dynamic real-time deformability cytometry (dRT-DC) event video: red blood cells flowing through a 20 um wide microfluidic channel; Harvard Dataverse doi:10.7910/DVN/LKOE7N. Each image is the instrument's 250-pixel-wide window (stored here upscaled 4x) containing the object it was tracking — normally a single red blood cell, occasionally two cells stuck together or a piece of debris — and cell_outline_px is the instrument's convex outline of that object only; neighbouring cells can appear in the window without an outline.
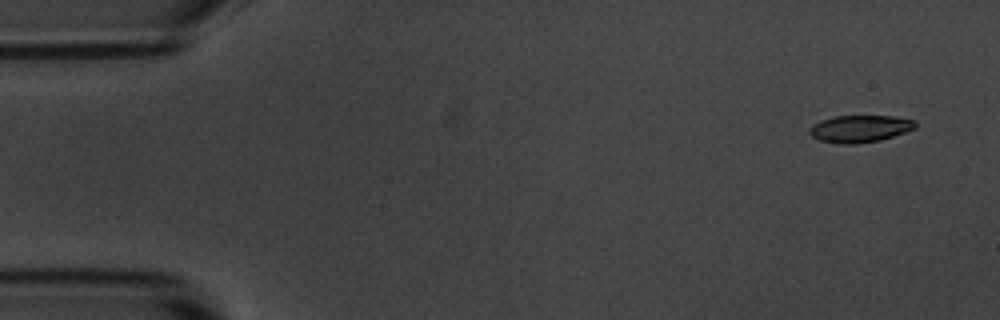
{"species": "common noctule bat (a hibernating species)", "species_latin": "Nyctalus noctula", "temperature_condition": "room temperature", "stored_images_in_passage": 4, "camera_frame_rate_fps": 3000, "um_per_image_px": 0.085, "animal": {"sex": "male", "body_mass_g": 20.1, "forearm_length_mm": 53.5}, "frame": {"image": 1, "passage_image": 1, "time_ms": 0.0, "image_size_px": [1000, 320], "cell_outline_px": [[916, 128], [880, 140], [852, 144], [844, 144], [820, 140], [812, 136], [808, 132], [820, 120], [836, 116], [892, 116], [916, 120]], "centroid_in_image_um": [73.12, 10.93], "position_along_channel_um": 11.9, "area_um2": 16.42}}